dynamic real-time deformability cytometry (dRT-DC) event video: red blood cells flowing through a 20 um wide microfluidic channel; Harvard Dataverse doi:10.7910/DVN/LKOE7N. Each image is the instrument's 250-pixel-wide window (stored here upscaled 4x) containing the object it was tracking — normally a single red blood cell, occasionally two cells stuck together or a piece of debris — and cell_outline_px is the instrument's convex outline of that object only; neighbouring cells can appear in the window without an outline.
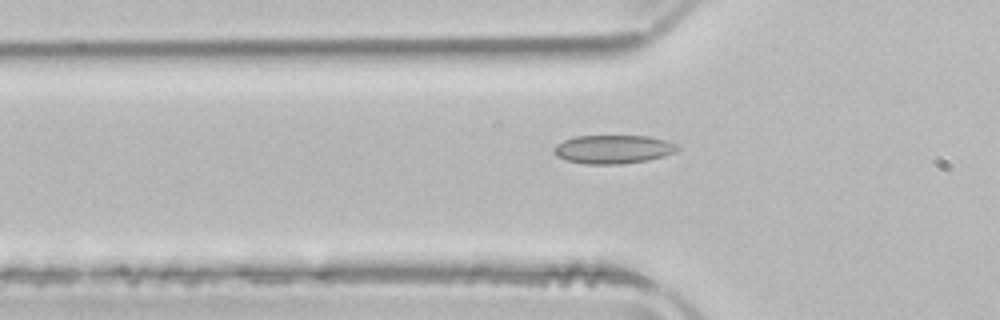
{"species": "common noctule bat (a hibernating species)", "species_latin": "Nyctalus noctula", "temperature_condition": "room temperature", "stored_images_in_passage": 38, "camera_frame_rate_fps": 3000, "um_per_image_px": 0.085, "animal": {"sex": "male", "body_mass_g": 21.5, "forearm_length_mm": 52.0}, "frame": {"image": 1, "passage_image": 8, "time_ms": 2.333, "image_size_px": [1000, 320], "cell_outline_px": [[680, 148], [676, 152], [664, 156], [648, 160], [620, 164], [584, 164], [568, 160], [556, 156], [552, 152], [552, 148], [556, 144], [564, 140], [576, 136], [648, 136], [664, 140], [676, 144]], "centroid_in_image_um": [52.1, 12.69], "position_along_channel_um": 73.7, "area_um2": 20.63}}
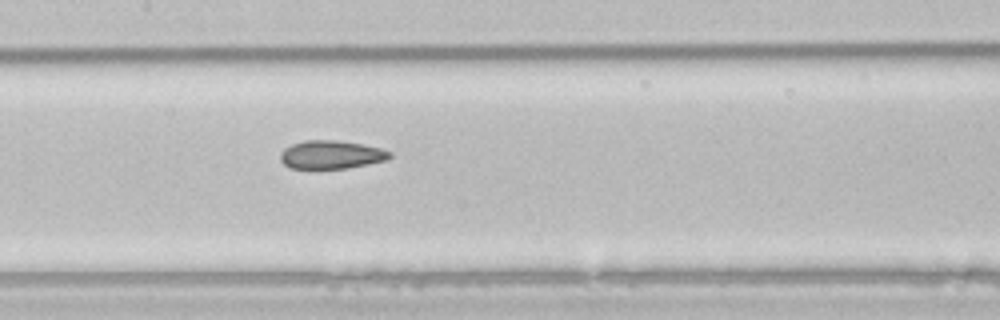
{"frame": {"image": 2, "passage_image": 16, "time_ms": 5.0, "image_size_px": [1000, 320], "cell_outline_px": [[392, 156], [388, 160], [348, 168], [288, 168], [280, 160], [280, 152], [284, 148], [292, 144], [304, 140], [336, 140], [364, 144], [380, 148], [392, 152]], "centroid_in_image_um": [28.16, 13.14], "position_along_channel_um": 179.2, "area_um2": 18.21}}
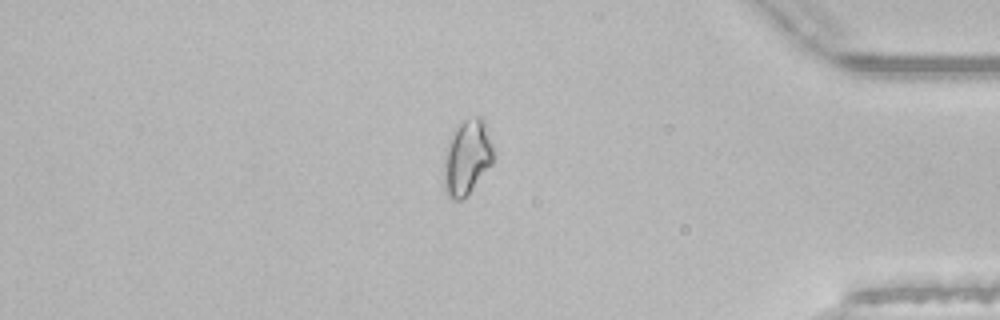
{"frame": {"image": 3, "passage_image": 35, "time_ms": 11.333, "image_size_px": [1000, 320], "cell_outline_px": [[492, 164], [472, 188], [460, 200], [452, 200], [444, 192], [444, 148], [452, 128], [464, 120], [476, 116], [480, 116], [484, 120], [492, 144]], "centroid_in_image_um": [39.64, 13.33], "position_along_channel_um": 395.6, "area_um2": 21.79}, "authors_computed_cell_mechanics": {"area_um2": 18.7561, "velocity_mm_per_s": 3.919, "shape_relaxation_time_tau1_ms": null, "shape_relaxation_time_tau2_ms": 2.5639, "deformation_change_tau1": null, "deformation_change_tau2": 0.0793}}